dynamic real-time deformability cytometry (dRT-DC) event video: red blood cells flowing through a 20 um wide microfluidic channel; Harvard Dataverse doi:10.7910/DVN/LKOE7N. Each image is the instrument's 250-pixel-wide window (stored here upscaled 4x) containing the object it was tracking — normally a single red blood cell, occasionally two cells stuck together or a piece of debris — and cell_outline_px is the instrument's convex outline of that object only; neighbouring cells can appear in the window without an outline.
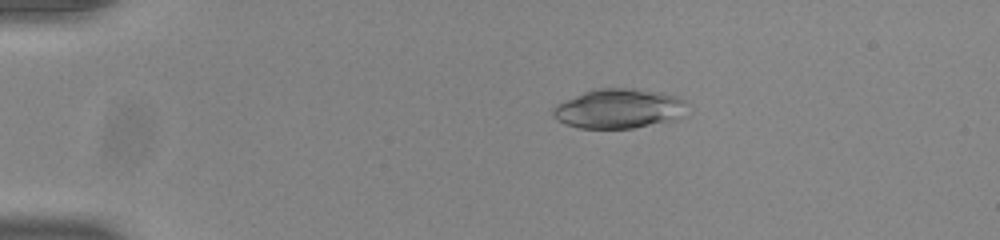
{"species": "common noctule bat (a hibernating species)", "species_latin": "Nyctalus noctula", "temperature_condition": "room temperature", "stored_images_in_passage": 53, "camera_frame_rate_fps": 3000, "um_per_image_px": 0.085, "animal": {"sex": "male", "body_mass_g": 20.0, "forearm_length_mm": 53.3}, "frame": {"image": 1, "passage_image": 11, "time_ms": 3.333, "image_size_px": [1000, 240], "cell_outline_px": [[684, 116], [676, 120], [632, 128], [580, 128], [564, 124], [556, 120], [552, 116], [552, 108], [556, 104], [584, 92], [596, 88], [632, 88], [660, 92], [676, 96], [684, 100]], "centroid_in_image_um": [52.57, 9.24], "position_along_channel_um": 32.4, "area_um2": 31.04}}
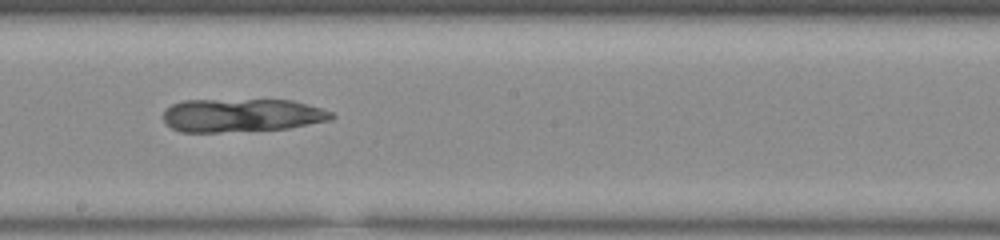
{"frame": {"image": 2, "passage_image": 31, "time_ms": 10.0, "image_size_px": [1000, 240], "cell_outline_px": [[336, 116], [332, 120], [288, 128], [220, 132], [180, 132], [172, 128], [164, 120], [164, 112], [172, 104], [184, 100], [292, 100], [320, 108], [332, 112]], "centroid_in_image_um": [20.56, 9.8], "position_along_channel_um": 227.6, "area_um2": 32.54}}